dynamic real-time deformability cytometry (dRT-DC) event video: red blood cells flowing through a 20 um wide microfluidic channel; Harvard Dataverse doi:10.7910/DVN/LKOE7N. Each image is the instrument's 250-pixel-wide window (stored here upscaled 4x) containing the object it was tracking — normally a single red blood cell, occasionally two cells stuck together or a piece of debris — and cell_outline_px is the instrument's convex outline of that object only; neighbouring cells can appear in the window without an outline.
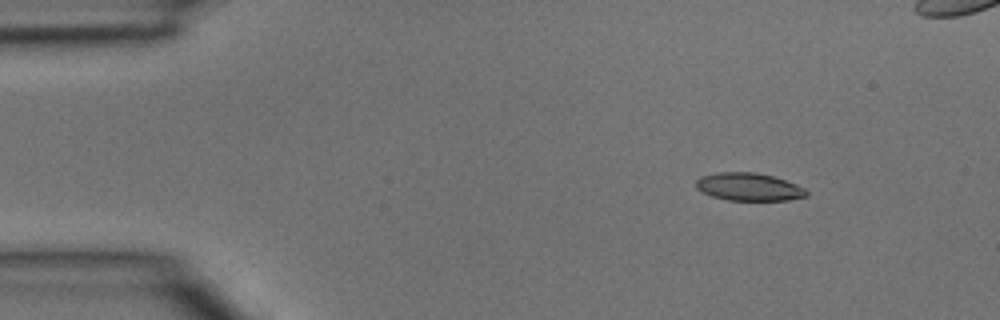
{"species": "common noctule bat (a hibernating species)", "species_latin": "Nyctalus noctula", "temperature_condition": "room temperature", "stored_images_in_passage": 4, "camera_frame_rate_fps": 3000, "um_per_image_px": 0.085, "animal": {"sex": "male", "body_mass_g": 15.6}, "frame": {"image": 1, "passage_image": 2, "time_ms": 0.333, "image_size_px": [1000, 320], "cell_outline_px": [[808, 196], [788, 200], [728, 200], [712, 196], [696, 188], [696, 180], [700, 176], [716, 172], [756, 172], [772, 176], [784, 180], [804, 188], [808, 192]], "centroid_in_image_um": [63.63, 15.88], "position_along_channel_um": 21.4, "area_um2": 17.8}}